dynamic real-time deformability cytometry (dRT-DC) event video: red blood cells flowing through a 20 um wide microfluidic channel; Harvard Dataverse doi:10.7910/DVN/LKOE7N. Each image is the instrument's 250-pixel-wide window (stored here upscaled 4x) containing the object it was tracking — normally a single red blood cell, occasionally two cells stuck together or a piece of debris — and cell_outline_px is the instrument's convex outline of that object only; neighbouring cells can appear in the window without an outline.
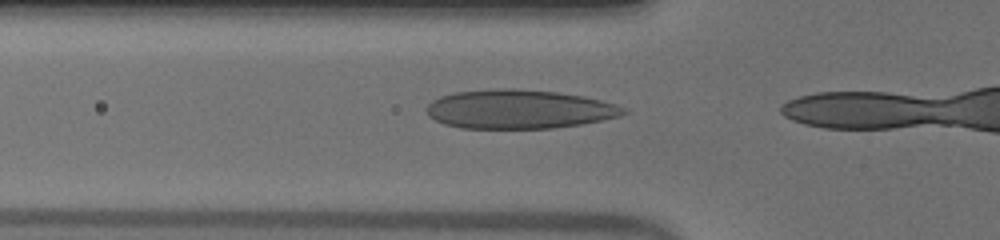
{"species": "human", "species_latin": "Homo sapiens", "temperature_condition": "warm", "stored_images_in_passage": 14, "camera_frame_rate_fps": 3000, "um_per_image_px": 0.085, "donor": {"sex": "male"}, "frame": {"image": 1, "passage_image": 12, "time_ms": 3.667, "image_size_px": [1000, 240], "cell_outline_px": [[628, 112], [620, 116], [580, 124], [552, 128], [460, 128], [444, 124], [428, 116], [428, 104], [432, 100], [440, 96], [452, 92], [496, 88], [516, 88], [556, 92], [584, 96], [616, 104], [628, 108]], "centroid_in_image_um": [44.12, 9.27], "position_along_channel_um": 81.7, "area_um2": 44.85}}